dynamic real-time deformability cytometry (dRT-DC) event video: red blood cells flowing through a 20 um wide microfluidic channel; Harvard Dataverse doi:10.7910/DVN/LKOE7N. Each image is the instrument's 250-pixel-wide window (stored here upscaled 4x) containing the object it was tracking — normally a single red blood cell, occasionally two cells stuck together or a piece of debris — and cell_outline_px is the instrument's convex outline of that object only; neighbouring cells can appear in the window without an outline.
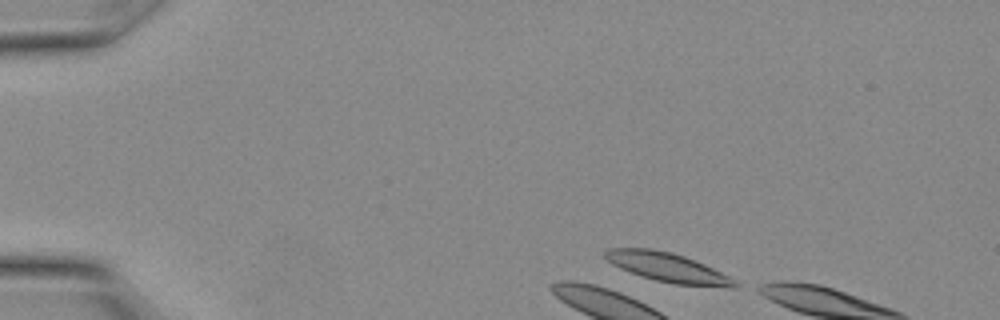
{"species": "Egyptian fruit bat (a non-hibernating species)", "species_latin": "Rousettus aegyptiacus", "temperature_condition": "warm", "stored_images_in_passage": 3, "camera_frame_rate_fps": 3000, "um_per_image_px": 0.085, "animal": {"sex": "female"}, "frame": {"image": 1, "passage_image": 1, "time_ms": 0.0, "image_size_px": [1000, 320], "cell_outline_px": [[744, 284], [740, 288], [728, 288], [676, 284], [656, 280], [620, 268], [612, 264], [604, 256], [604, 252], [608, 248], [652, 248], [672, 252], [684, 256], [704, 264]], "centroid_in_image_um": [56.84, 22.74], "position_along_channel_um": 28.2, "area_um2": 22.14}}